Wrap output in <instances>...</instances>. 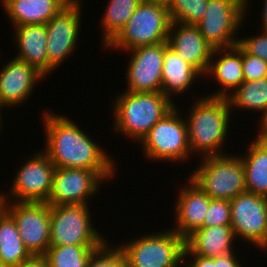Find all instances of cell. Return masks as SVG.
<instances>
[{"label":"cell","mask_w":267,"mask_h":267,"mask_svg":"<svg viewBox=\"0 0 267 267\" xmlns=\"http://www.w3.org/2000/svg\"><path fill=\"white\" fill-rule=\"evenodd\" d=\"M208 0H171L167 9L172 21L197 25L207 10Z\"/></svg>","instance_id":"obj_29"},{"label":"cell","mask_w":267,"mask_h":267,"mask_svg":"<svg viewBox=\"0 0 267 267\" xmlns=\"http://www.w3.org/2000/svg\"><path fill=\"white\" fill-rule=\"evenodd\" d=\"M0 69V105L4 108L28 103L37 84L46 78L25 61L12 57Z\"/></svg>","instance_id":"obj_16"},{"label":"cell","mask_w":267,"mask_h":267,"mask_svg":"<svg viewBox=\"0 0 267 267\" xmlns=\"http://www.w3.org/2000/svg\"><path fill=\"white\" fill-rule=\"evenodd\" d=\"M244 81L259 80L267 77V61L246 53L242 49Z\"/></svg>","instance_id":"obj_33"},{"label":"cell","mask_w":267,"mask_h":267,"mask_svg":"<svg viewBox=\"0 0 267 267\" xmlns=\"http://www.w3.org/2000/svg\"><path fill=\"white\" fill-rule=\"evenodd\" d=\"M240 153L244 164L246 191L267 197V142L254 136Z\"/></svg>","instance_id":"obj_24"},{"label":"cell","mask_w":267,"mask_h":267,"mask_svg":"<svg viewBox=\"0 0 267 267\" xmlns=\"http://www.w3.org/2000/svg\"><path fill=\"white\" fill-rule=\"evenodd\" d=\"M89 205H50V246H102L107 240L94 226Z\"/></svg>","instance_id":"obj_9"},{"label":"cell","mask_w":267,"mask_h":267,"mask_svg":"<svg viewBox=\"0 0 267 267\" xmlns=\"http://www.w3.org/2000/svg\"><path fill=\"white\" fill-rule=\"evenodd\" d=\"M230 202V226L237 241L263 251L267 247V197L245 191Z\"/></svg>","instance_id":"obj_13"},{"label":"cell","mask_w":267,"mask_h":267,"mask_svg":"<svg viewBox=\"0 0 267 267\" xmlns=\"http://www.w3.org/2000/svg\"><path fill=\"white\" fill-rule=\"evenodd\" d=\"M0 267H6L3 262L1 261V258H0Z\"/></svg>","instance_id":"obj_42"},{"label":"cell","mask_w":267,"mask_h":267,"mask_svg":"<svg viewBox=\"0 0 267 267\" xmlns=\"http://www.w3.org/2000/svg\"><path fill=\"white\" fill-rule=\"evenodd\" d=\"M107 240L90 257L87 267H127L122 250Z\"/></svg>","instance_id":"obj_30"},{"label":"cell","mask_w":267,"mask_h":267,"mask_svg":"<svg viewBox=\"0 0 267 267\" xmlns=\"http://www.w3.org/2000/svg\"><path fill=\"white\" fill-rule=\"evenodd\" d=\"M203 78L204 76L197 69L183 60L172 49L169 47L165 49L161 88V92L165 96L175 102L176 96L189 93L191 87H195V83L201 82Z\"/></svg>","instance_id":"obj_23"},{"label":"cell","mask_w":267,"mask_h":267,"mask_svg":"<svg viewBox=\"0 0 267 267\" xmlns=\"http://www.w3.org/2000/svg\"><path fill=\"white\" fill-rule=\"evenodd\" d=\"M4 202L3 196L0 193V212L4 209Z\"/></svg>","instance_id":"obj_41"},{"label":"cell","mask_w":267,"mask_h":267,"mask_svg":"<svg viewBox=\"0 0 267 267\" xmlns=\"http://www.w3.org/2000/svg\"><path fill=\"white\" fill-rule=\"evenodd\" d=\"M201 95L194 96L197 99L191 101L188 113L184 112L192 158L196 153V158L228 154L229 149L227 152L224 147L232 131L229 129L234 124L231 117L234 112L227 98Z\"/></svg>","instance_id":"obj_2"},{"label":"cell","mask_w":267,"mask_h":267,"mask_svg":"<svg viewBox=\"0 0 267 267\" xmlns=\"http://www.w3.org/2000/svg\"><path fill=\"white\" fill-rule=\"evenodd\" d=\"M227 99L231 112L239 109L242 113L244 110L251 112L249 114L260 113L259 121L267 113V77L244 81Z\"/></svg>","instance_id":"obj_25"},{"label":"cell","mask_w":267,"mask_h":267,"mask_svg":"<svg viewBox=\"0 0 267 267\" xmlns=\"http://www.w3.org/2000/svg\"><path fill=\"white\" fill-rule=\"evenodd\" d=\"M14 29V30H13ZM15 58L25 61L45 77L48 76L46 24H28L13 27Z\"/></svg>","instance_id":"obj_21"},{"label":"cell","mask_w":267,"mask_h":267,"mask_svg":"<svg viewBox=\"0 0 267 267\" xmlns=\"http://www.w3.org/2000/svg\"><path fill=\"white\" fill-rule=\"evenodd\" d=\"M251 1L208 0L207 10L196 26L214 49L229 48L238 44L239 36L236 35L242 31L241 28L246 23Z\"/></svg>","instance_id":"obj_8"},{"label":"cell","mask_w":267,"mask_h":267,"mask_svg":"<svg viewBox=\"0 0 267 267\" xmlns=\"http://www.w3.org/2000/svg\"><path fill=\"white\" fill-rule=\"evenodd\" d=\"M204 79H209V82L214 80L216 85H219L210 95L207 92L208 96L219 98L230 96L244 82L242 48L237 44L229 48L214 49Z\"/></svg>","instance_id":"obj_19"},{"label":"cell","mask_w":267,"mask_h":267,"mask_svg":"<svg viewBox=\"0 0 267 267\" xmlns=\"http://www.w3.org/2000/svg\"><path fill=\"white\" fill-rule=\"evenodd\" d=\"M265 251H267V247L263 250L264 254L267 253V252H265Z\"/></svg>","instance_id":"obj_44"},{"label":"cell","mask_w":267,"mask_h":267,"mask_svg":"<svg viewBox=\"0 0 267 267\" xmlns=\"http://www.w3.org/2000/svg\"><path fill=\"white\" fill-rule=\"evenodd\" d=\"M42 113L41 123L45 132V147L42 149L56 168L94 170L107 182L114 180L118 170L115 159L106 152L108 150L97 144L71 117L51 109H44Z\"/></svg>","instance_id":"obj_1"},{"label":"cell","mask_w":267,"mask_h":267,"mask_svg":"<svg viewBox=\"0 0 267 267\" xmlns=\"http://www.w3.org/2000/svg\"><path fill=\"white\" fill-rule=\"evenodd\" d=\"M113 107L112 131L139 144L151 128L170 112L176 103L162 92H119Z\"/></svg>","instance_id":"obj_3"},{"label":"cell","mask_w":267,"mask_h":267,"mask_svg":"<svg viewBox=\"0 0 267 267\" xmlns=\"http://www.w3.org/2000/svg\"><path fill=\"white\" fill-rule=\"evenodd\" d=\"M261 4L263 7L261 8L262 10H260L261 12H259L261 14V27L259 29L267 32V0H263V3Z\"/></svg>","instance_id":"obj_38"},{"label":"cell","mask_w":267,"mask_h":267,"mask_svg":"<svg viewBox=\"0 0 267 267\" xmlns=\"http://www.w3.org/2000/svg\"><path fill=\"white\" fill-rule=\"evenodd\" d=\"M236 242L237 239L230 225L201 227L185 239L183 255L214 258L231 254L236 252Z\"/></svg>","instance_id":"obj_20"},{"label":"cell","mask_w":267,"mask_h":267,"mask_svg":"<svg viewBox=\"0 0 267 267\" xmlns=\"http://www.w3.org/2000/svg\"><path fill=\"white\" fill-rule=\"evenodd\" d=\"M36 151L16 169L8 192L0 191L5 201L47 203L56 167L42 149Z\"/></svg>","instance_id":"obj_10"},{"label":"cell","mask_w":267,"mask_h":267,"mask_svg":"<svg viewBox=\"0 0 267 267\" xmlns=\"http://www.w3.org/2000/svg\"><path fill=\"white\" fill-rule=\"evenodd\" d=\"M101 246H50L44 255L49 267H87L91 255Z\"/></svg>","instance_id":"obj_28"},{"label":"cell","mask_w":267,"mask_h":267,"mask_svg":"<svg viewBox=\"0 0 267 267\" xmlns=\"http://www.w3.org/2000/svg\"><path fill=\"white\" fill-rule=\"evenodd\" d=\"M16 267H49V263L44 255H32Z\"/></svg>","instance_id":"obj_36"},{"label":"cell","mask_w":267,"mask_h":267,"mask_svg":"<svg viewBox=\"0 0 267 267\" xmlns=\"http://www.w3.org/2000/svg\"><path fill=\"white\" fill-rule=\"evenodd\" d=\"M171 22L167 6L142 1L125 27L104 49L122 53L139 46L167 42Z\"/></svg>","instance_id":"obj_7"},{"label":"cell","mask_w":267,"mask_h":267,"mask_svg":"<svg viewBox=\"0 0 267 267\" xmlns=\"http://www.w3.org/2000/svg\"><path fill=\"white\" fill-rule=\"evenodd\" d=\"M183 267H215V257L208 258L198 255H183Z\"/></svg>","instance_id":"obj_34"},{"label":"cell","mask_w":267,"mask_h":267,"mask_svg":"<svg viewBox=\"0 0 267 267\" xmlns=\"http://www.w3.org/2000/svg\"><path fill=\"white\" fill-rule=\"evenodd\" d=\"M167 42L139 46L123 53L130 55L124 73L127 88L124 91L161 92L162 69Z\"/></svg>","instance_id":"obj_14"},{"label":"cell","mask_w":267,"mask_h":267,"mask_svg":"<svg viewBox=\"0 0 267 267\" xmlns=\"http://www.w3.org/2000/svg\"><path fill=\"white\" fill-rule=\"evenodd\" d=\"M139 144H142L140 149L145 160L151 163L177 164L191 160L187 124L180 106L176 105L159 120Z\"/></svg>","instance_id":"obj_5"},{"label":"cell","mask_w":267,"mask_h":267,"mask_svg":"<svg viewBox=\"0 0 267 267\" xmlns=\"http://www.w3.org/2000/svg\"><path fill=\"white\" fill-rule=\"evenodd\" d=\"M6 1H7V0H2V1H1L2 5H3Z\"/></svg>","instance_id":"obj_43"},{"label":"cell","mask_w":267,"mask_h":267,"mask_svg":"<svg viewBox=\"0 0 267 267\" xmlns=\"http://www.w3.org/2000/svg\"><path fill=\"white\" fill-rule=\"evenodd\" d=\"M32 255L25 248L13 218L0 212V258L6 267H16Z\"/></svg>","instance_id":"obj_26"},{"label":"cell","mask_w":267,"mask_h":267,"mask_svg":"<svg viewBox=\"0 0 267 267\" xmlns=\"http://www.w3.org/2000/svg\"><path fill=\"white\" fill-rule=\"evenodd\" d=\"M143 0H109L101 16L100 26L103 27L101 44L103 49L125 27L132 14Z\"/></svg>","instance_id":"obj_27"},{"label":"cell","mask_w":267,"mask_h":267,"mask_svg":"<svg viewBox=\"0 0 267 267\" xmlns=\"http://www.w3.org/2000/svg\"><path fill=\"white\" fill-rule=\"evenodd\" d=\"M3 111H0V133L3 131L2 130V128H3V126H4V123H3V119L5 118V117H3V114H5V112L4 113H2ZM3 117V118H2ZM3 123V124H2ZM0 135H2V133L0 134Z\"/></svg>","instance_id":"obj_40"},{"label":"cell","mask_w":267,"mask_h":267,"mask_svg":"<svg viewBox=\"0 0 267 267\" xmlns=\"http://www.w3.org/2000/svg\"><path fill=\"white\" fill-rule=\"evenodd\" d=\"M143 1L154 3V4H161V5H164V6H167V7L171 2V0H143Z\"/></svg>","instance_id":"obj_39"},{"label":"cell","mask_w":267,"mask_h":267,"mask_svg":"<svg viewBox=\"0 0 267 267\" xmlns=\"http://www.w3.org/2000/svg\"><path fill=\"white\" fill-rule=\"evenodd\" d=\"M72 0H7L1 7L11 28L28 24H47Z\"/></svg>","instance_id":"obj_22"},{"label":"cell","mask_w":267,"mask_h":267,"mask_svg":"<svg viewBox=\"0 0 267 267\" xmlns=\"http://www.w3.org/2000/svg\"><path fill=\"white\" fill-rule=\"evenodd\" d=\"M184 183L179 187L177 199L174 200L175 227L170 228L186 239L194 231L204 227L211 198L190 178Z\"/></svg>","instance_id":"obj_17"},{"label":"cell","mask_w":267,"mask_h":267,"mask_svg":"<svg viewBox=\"0 0 267 267\" xmlns=\"http://www.w3.org/2000/svg\"><path fill=\"white\" fill-rule=\"evenodd\" d=\"M199 162L189 178L211 199L230 201L246 191L244 164L239 153L208 156Z\"/></svg>","instance_id":"obj_6"},{"label":"cell","mask_w":267,"mask_h":267,"mask_svg":"<svg viewBox=\"0 0 267 267\" xmlns=\"http://www.w3.org/2000/svg\"><path fill=\"white\" fill-rule=\"evenodd\" d=\"M260 31L254 36L239 37L238 45L246 53L267 61V32Z\"/></svg>","instance_id":"obj_32"},{"label":"cell","mask_w":267,"mask_h":267,"mask_svg":"<svg viewBox=\"0 0 267 267\" xmlns=\"http://www.w3.org/2000/svg\"><path fill=\"white\" fill-rule=\"evenodd\" d=\"M255 126H257V131L256 137L260 140L266 141L267 142V113L260 119L259 123Z\"/></svg>","instance_id":"obj_37"},{"label":"cell","mask_w":267,"mask_h":267,"mask_svg":"<svg viewBox=\"0 0 267 267\" xmlns=\"http://www.w3.org/2000/svg\"><path fill=\"white\" fill-rule=\"evenodd\" d=\"M83 2L72 0L46 24L48 76L77 52L78 41L82 37Z\"/></svg>","instance_id":"obj_11"},{"label":"cell","mask_w":267,"mask_h":267,"mask_svg":"<svg viewBox=\"0 0 267 267\" xmlns=\"http://www.w3.org/2000/svg\"><path fill=\"white\" fill-rule=\"evenodd\" d=\"M167 43L170 49L203 76L206 74L214 47L204 39L196 25L172 21Z\"/></svg>","instance_id":"obj_18"},{"label":"cell","mask_w":267,"mask_h":267,"mask_svg":"<svg viewBox=\"0 0 267 267\" xmlns=\"http://www.w3.org/2000/svg\"><path fill=\"white\" fill-rule=\"evenodd\" d=\"M106 182L94 170L56 168L47 203L50 205H89L88 201L98 195L103 187L102 184Z\"/></svg>","instance_id":"obj_15"},{"label":"cell","mask_w":267,"mask_h":267,"mask_svg":"<svg viewBox=\"0 0 267 267\" xmlns=\"http://www.w3.org/2000/svg\"><path fill=\"white\" fill-rule=\"evenodd\" d=\"M237 254L239 255V251L215 257V267H243V262L239 261Z\"/></svg>","instance_id":"obj_35"},{"label":"cell","mask_w":267,"mask_h":267,"mask_svg":"<svg viewBox=\"0 0 267 267\" xmlns=\"http://www.w3.org/2000/svg\"><path fill=\"white\" fill-rule=\"evenodd\" d=\"M231 225V202L211 199L204 219V227Z\"/></svg>","instance_id":"obj_31"},{"label":"cell","mask_w":267,"mask_h":267,"mask_svg":"<svg viewBox=\"0 0 267 267\" xmlns=\"http://www.w3.org/2000/svg\"><path fill=\"white\" fill-rule=\"evenodd\" d=\"M4 210L16 223L25 248L31 255H45L50 247V204L5 201Z\"/></svg>","instance_id":"obj_12"},{"label":"cell","mask_w":267,"mask_h":267,"mask_svg":"<svg viewBox=\"0 0 267 267\" xmlns=\"http://www.w3.org/2000/svg\"><path fill=\"white\" fill-rule=\"evenodd\" d=\"M131 238L117 244L127 267H183L185 239L171 228Z\"/></svg>","instance_id":"obj_4"}]
</instances>
